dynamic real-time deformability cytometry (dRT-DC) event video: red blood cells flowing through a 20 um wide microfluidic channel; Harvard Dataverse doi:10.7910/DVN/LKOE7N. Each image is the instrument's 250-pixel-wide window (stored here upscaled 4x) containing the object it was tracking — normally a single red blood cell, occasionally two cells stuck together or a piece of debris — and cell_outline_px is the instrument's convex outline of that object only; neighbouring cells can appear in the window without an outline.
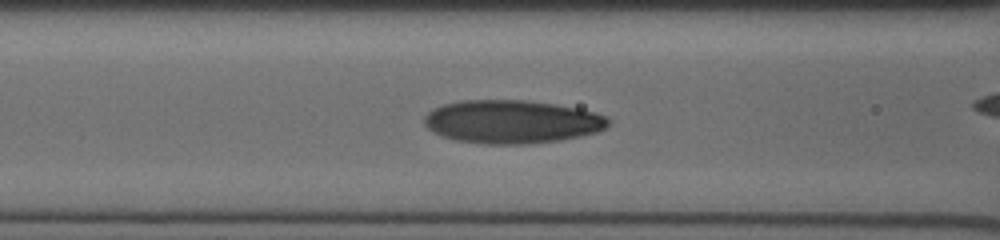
{"species": "human", "species_latin": "Homo sapiens", "temperature_condition": "cold", "stored_images_in_passage": 26, "camera_frame_rate_fps": 3000, "um_per_image_px": 0.085, "donor": {"sex": "male"}, "frame": {"image": 1, "passage_image": 7, "time_ms": 2.0, "image_size_px": [1000, 240], "cell_outline_px": [[608, 124], [604, 128], [596, 132], [580, 136], [560, 140], [528, 144], [488, 144], [456, 140], [440, 136], [432, 132], [424, 124], [424, 116], [432, 108], [444, 104], [464, 100], [524, 100], [580, 108], [604, 116], [608, 120]], "centroid_in_image_um": [43.45, 10.35], "position_along_channel_um": 123.2, "area_um2": 46.3}}
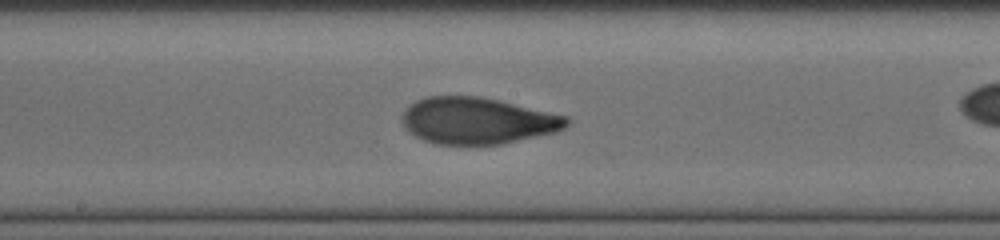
{"frame": {"image": 2, "passage_image": 13, "time_ms": 4.0, "image_size_px": [1000, 240], "cell_outline_px": [[568, 124], [564, 128], [556, 132], [500, 144], [436, 144], [424, 140], [416, 136], [404, 128], [400, 116], [416, 100], [428, 96], [480, 96], [568, 116]], "centroid_in_image_um": [40.56, 10.26], "position_along_channel_um": 207.6, "area_um2": 44.39}}
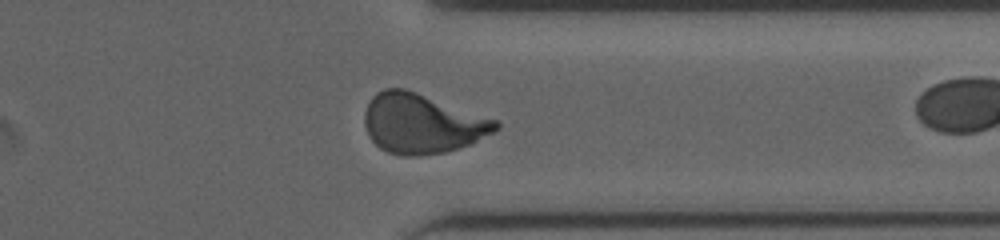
{"frame": {"image": 3, "passage_image": 25, "time_ms": 8.0, "image_size_px": [1000, 240], "cell_outline_px": [[500, 128], [468, 144], [444, 152], [420, 156], [404, 156], [388, 152], [380, 148], [368, 136], [364, 124], [364, 112], [372, 96], [376, 92], [384, 88], [404, 88], [500, 120]], "centroid_in_image_um": [35.85, 10.49], "position_along_channel_um": 375.5, "area_um2": 45.6}}